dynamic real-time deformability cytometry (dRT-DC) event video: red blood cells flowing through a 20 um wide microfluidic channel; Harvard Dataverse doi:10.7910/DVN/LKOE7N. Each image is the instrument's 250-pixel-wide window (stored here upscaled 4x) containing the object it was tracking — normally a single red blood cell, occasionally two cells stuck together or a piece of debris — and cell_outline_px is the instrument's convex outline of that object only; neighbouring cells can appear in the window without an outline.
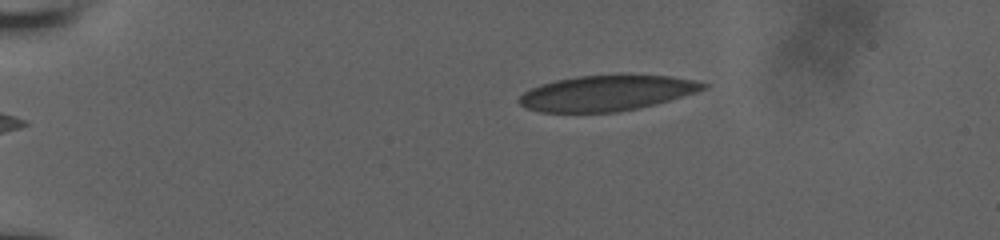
{"species": "human", "species_latin": "Homo sapiens", "temperature_condition": "room temperature", "stored_images_in_passage": 45, "camera_frame_rate_fps": 3000, "um_per_image_px": 0.085, "donor": {"sex": "male"}, "frame": {"image": 1, "passage_image": 2, "time_ms": 0.333, "image_size_px": [1000, 240], "cell_outline_px": [[708, 88], [696, 92], [656, 104], [616, 112], [540, 112], [524, 108], [516, 100], [524, 92], [540, 84], [556, 80], [576, 76], [620, 72], [624, 72], [672, 76], [696, 80], [708, 84]], "centroid_in_image_um": [51.6, 7.86], "position_along_channel_um": 33.4, "area_um2": 39.19}}
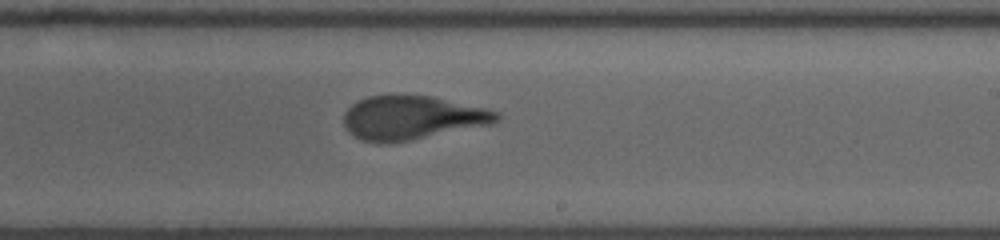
{"frame": {"image": 2, "passage_image": 25, "time_ms": 8.0, "image_size_px": [1000, 240], "cell_outline_px": [[500, 120], [492, 124], [412, 140], [388, 144], [376, 144], [360, 140], [348, 132], [344, 128], [344, 112], [352, 104], [368, 96], [432, 96], [488, 108], [500, 112]], "centroid_in_image_um": [35.04, 10.03], "position_along_channel_um": 254.0, "area_um2": 39.42}}
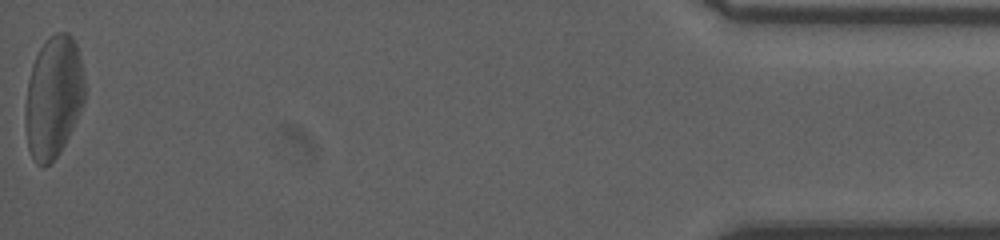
{"frame": {"image": 3, "passage_image": 45, "time_ms": 14.667, "image_size_px": [1000, 240], "cell_outline_px": [[84, 104], [60, 152], [44, 168], [36, 164], [32, 160], [28, 148], [24, 124], [24, 108], [28, 80], [32, 64], [44, 40], [48, 36], [56, 32], [68, 32], [72, 36], [76, 44], [80, 56], [84, 72]], "centroid_in_image_um": [4.52, 8.24], "position_along_channel_um": 430.7, "area_um2": 42.77}, "authors_computed_cell_mechanics": {"area_um2": 39.5352, "velocity_mm_per_s": 3.9145, "shape_relaxation_time_tau1_ms": 8.7352, "shape_relaxation_time_tau2_ms": 0.7676, "deformation_change_tau1": 0.2667, "deformation_change_tau2": 0.0718}}